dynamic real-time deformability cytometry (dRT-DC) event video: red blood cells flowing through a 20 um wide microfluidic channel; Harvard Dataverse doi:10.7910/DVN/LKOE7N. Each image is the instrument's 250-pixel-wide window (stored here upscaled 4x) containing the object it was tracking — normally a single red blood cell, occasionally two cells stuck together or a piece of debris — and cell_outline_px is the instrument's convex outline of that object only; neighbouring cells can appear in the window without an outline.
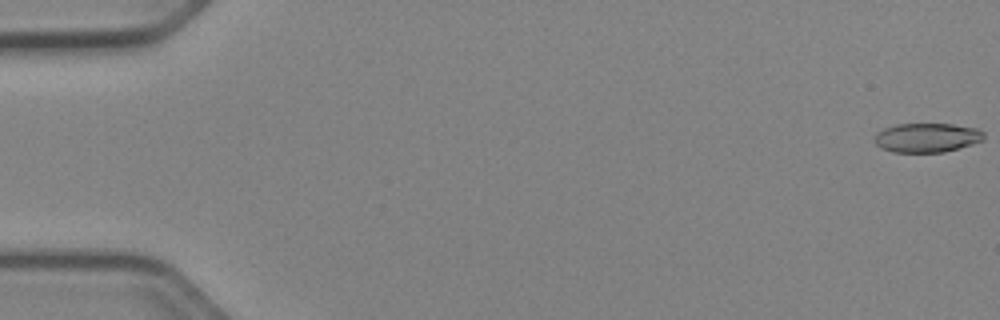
{"species": "Egyptian fruit bat (a non-hibernating species)", "species_latin": "Rousettus aegyptiacus", "temperature_condition": "cold", "stored_images_in_passage": 52, "camera_frame_rate_fps": 3000, "um_per_image_px": 0.085, "animal": {"sex": "female"}, "frame": {"image": 1, "passage_image": 1, "time_ms": 0.0, "image_size_px": [1000, 320], "cell_outline_px": [[984, 140], [960, 148], [944, 152], [892, 152], [880, 148], [872, 140], [876, 132], [884, 128], [896, 124], [952, 124], [976, 128], [984, 132]], "centroid_in_image_um": [78.76, 11.7], "position_along_channel_um": 6.2, "area_um2": 18.84}}
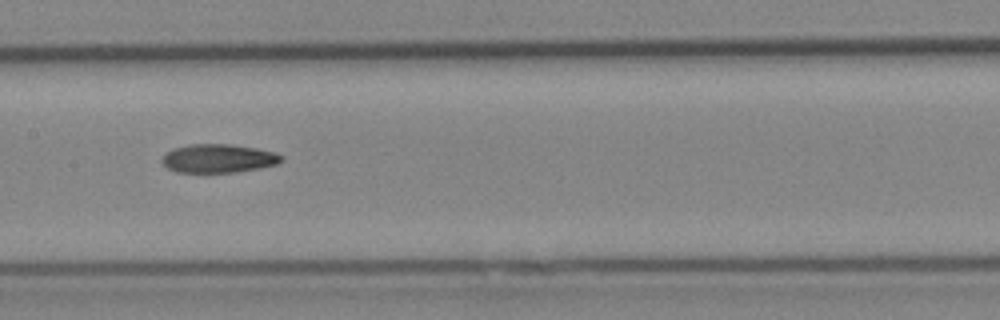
{"frame": {"image": 2, "passage_image": 27, "time_ms": 8.667, "image_size_px": [1000, 320], "cell_outline_px": [[284, 160], [280, 164], [260, 168], [236, 172], [176, 172], [168, 168], [160, 160], [172, 148], [188, 144], [228, 144], [256, 148], [272, 152], [284, 156]], "centroid_in_image_um": [18.59, 13.47], "position_along_channel_um": 188.8, "area_um2": 19.94}}
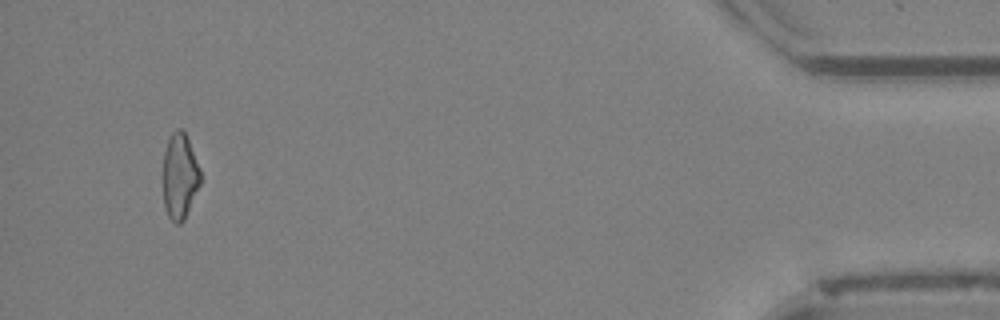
{"frame": {"image": 3, "passage_image": 50, "time_ms": 16.333, "image_size_px": [1000, 320], "cell_outline_px": [[200, 184], [184, 220], [180, 224], [176, 224], [168, 216], [164, 204], [164, 152], [168, 140], [172, 132], [176, 128], [184, 128], [200, 168]], "centroid_in_image_um": [15.29, 14.94], "position_along_channel_um": 419.9, "area_um2": 18.61}}